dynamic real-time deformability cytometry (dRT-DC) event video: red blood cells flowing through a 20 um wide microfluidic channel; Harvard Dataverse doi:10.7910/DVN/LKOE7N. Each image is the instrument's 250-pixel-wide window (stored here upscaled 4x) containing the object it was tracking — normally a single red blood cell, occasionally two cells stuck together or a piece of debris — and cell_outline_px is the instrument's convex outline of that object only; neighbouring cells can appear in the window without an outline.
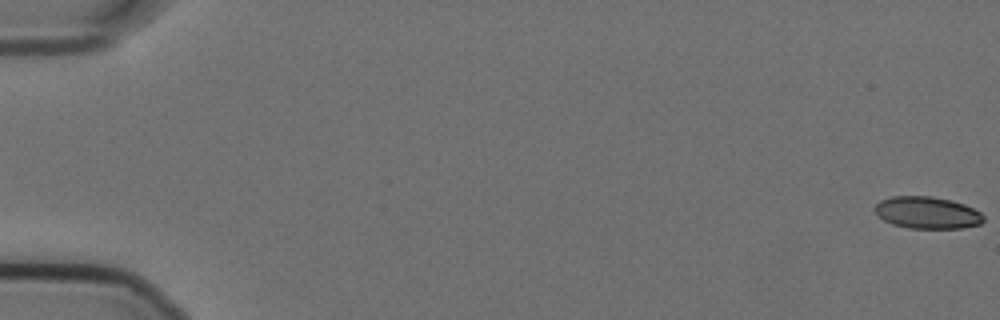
{"species": "Egyptian fruit bat (a non-hibernating species)", "species_latin": "Rousettus aegyptiacus", "temperature_condition": "cold", "stored_images_in_passage": 58, "camera_frame_rate_fps": 3000, "um_per_image_px": 0.085, "animal": {"sex": "female"}, "frame": {"image": 1, "passage_image": 1, "time_ms": 0.0, "image_size_px": [1000, 320], "cell_outline_px": [[984, 220], [980, 224], [960, 228], [908, 228], [892, 224], [884, 220], [876, 212], [876, 204], [880, 200], [892, 196], [932, 196], [952, 200], [964, 204], [980, 212], [984, 216]], "centroid_in_image_um": [78.83, 18.07], "position_along_channel_um": 6.2, "area_um2": 20.17}}
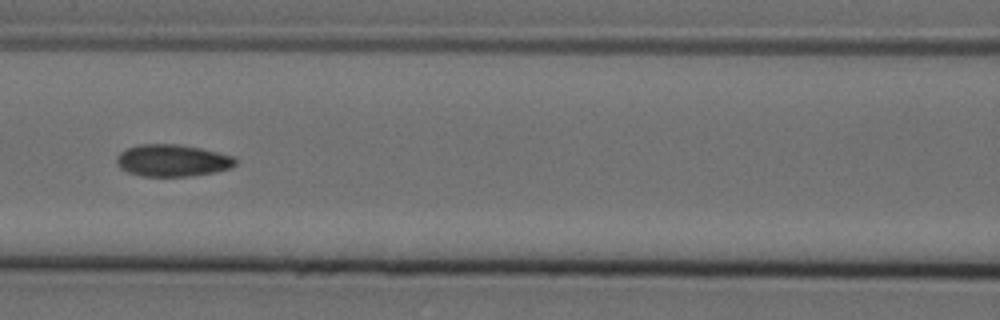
{"frame": {"image": 2, "passage_image": 27, "time_ms": 8.667, "image_size_px": [1000, 320], "cell_outline_px": [[236, 164], [232, 168], [212, 172], [188, 176], [140, 176], [128, 172], [120, 168], [116, 164], [116, 156], [120, 152], [128, 148], [140, 144], [176, 144], [200, 148], [232, 156], [236, 160]], "centroid_in_image_um": [14.61, 13.64], "position_along_channel_um": 152.0, "area_um2": 22.02}}
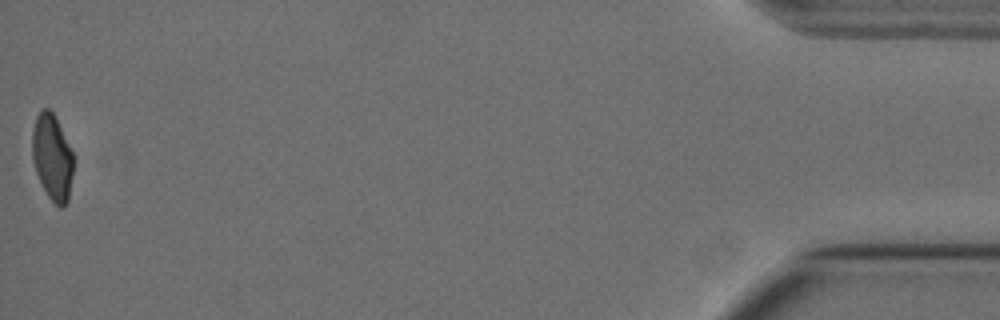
{"frame": {"image": 3, "passage_image": 58, "time_ms": 19.0, "image_size_px": [1000, 320], "cell_outline_px": [[72, 176], [68, 200], [64, 208], [60, 208], [48, 196], [36, 172], [32, 160], [32, 132], [36, 116], [44, 108], [48, 108], [52, 112], [72, 152]], "centroid_in_image_um": [4.42, 13.39], "position_along_channel_um": 430.8, "area_um2": 20.17}, "authors_computed_cell_mechanics": {"area_um2": 21.675, "velocity_mm_per_s": 3.5779, "shape_relaxation_time_tau1_ms": null, "shape_relaxation_time_tau2_ms": 1.8187, "deformation_change_tau1": null, "deformation_change_tau2": 0.0722}}